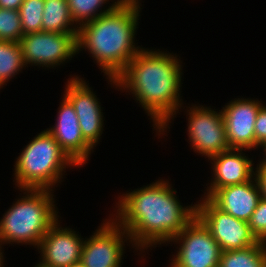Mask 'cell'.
Masks as SVG:
<instances>
[{
	"label": "cell",
	"mask_w": 266,
	"mask_h": 267,
	"mask_svg": "<svg viewBox=\"0 0 266 267\" xmlns=\"http://www.w3.org/2000/svg\"><path fill=\"white\" fill-rule=\"evenodd\" d=\"M255 150L266 143V103H264L256 116L254 125Z\"/></svg>",
	"instance_id": "cell-24"
},
{
	"label": "cell",
	"mask_w": 266,
	"mask_h": 267,
	"mask_svg": "<svg viewBox=\"0 0 266 267\" xmlns=\"http://www.w3.org/2000/svg\"><path fill=\"white\" fill-rule=\"evenodd\" d=\"M18 154L12 175L13 188L18 190L55 191L66 178L68 168L69 171L80 169L46 129L34 136Z\"/></svg>",
	"instance_id": "cell-5"
},
{
	"label": "cell",
	"mask_w": 266,
	"mask_h": 267,
	"mask_svg": "<svg viewBox=\"0 0 266 267\" xmlns=\"http://www.w3.org/2000/svg\"><path fill=\"white\" fill-rule=\"evenodd\" d=\"M175 245L168 267H217L221 249L209 230L195 216L168 244ZM177 245V246H176Z\"/></svg>",
	"instance_id": "cell-9"
},
{
	"label": "cell",
	"mask_w": 266,
	"mask_h": 267,
	"mask_svg": "<svg viewBox=\"0 0 266 267\" xmlns=\"http://www.w3.org/2000/svg\"><path fill=\"white\" fill-rule=\"evenodd\" d=\"M67 82L62 93L73 105L76 111L79 126L84 139L94 148L102 141L104 131V113L100 99L94 92L89 81L81 75H72L66 79Z\"/></svg>",
	"instance_id": "cell-11"
},
{
	"label": "cell",
	"mask_w": 266,
	"mask_h": 267,
	"mask_svg": "<svg viewBox=\"0 0 266 267\" xmlns=\"http://www.w3.org/2000/svg\"><path fill=\"white\" fill-rule=\"evenodd\" d=\"M255 178L260 189L261 197L266 199V167H262L257 163L255 166Z\"/></svg>",
	"instance_id": "cell-25"
},
{
	"label": "cell",
	"mask_w": 266,
	"mask_h": 267,
	"mask_svg": "<svg viewBox=\"0 0 266 267\" xmlns=\"http://www.w3.org/2000/svg\"><path fill=\"white\" fill-rule=\"evenodd\" d=\"M196 217L212 234L221 251L244 249L259 242L248 222L217 208L207 197L196 201Z\"/></svg>",
	"instance_id": "cell-10"
},
{
	"label": "cell",
	"mask_w": 266,
	"mask_h": 267,
	"mask_svg": "<svg viewBox=\"0 0 266 267\" xmlns=\"http://www.w3.org/2000/svg\"><path fill=\"white\" fill-rule=\"evenodd\" d=\"M111 1V3H110ZM67 0L74 23L81 25L111 11L122 0ZM107 4V5H106ZM106 5V6H105Z\"/></svg>",
	"instance_id": "cell-20"
},
{
	"label": "cell",
	"mask_w": 266,
	"mask_h": 267,
	"mask_svg": "<svg viewBox=\"0 0 266 267\" xmlns=\"http://www.w3.org/2000/svg\"><path fill=\"white\" fill-rule=\"evenodd\" d=\"M42 31L58 33H78L67 0H45L42 15Z\"/></svg>",
	"instance_id": "cell-17"
},
{
	"label": "cell",
	"mask_w": 266,
	"mask_h": 267,
	"mask_svg": "<svg viewBox=\"0 0 266 267\" xmlns=\"http://www.w3.org/2000/svg\"><path fill=\"white\" fill-rule=\"evenodd\" d=\"M159 178L143 187L120 192L112 214L109 213L144 257L149 255L147 249L167 245L196 216V203L183 205L171 182Z\"/></svg>",
	"instance_id": "cell-1"
},
{
	"label": "cell",
	"mask_w": 266,
	"mask_h": 267,
	"mask_svg": "<svg viewBox=\"0 0 266 267\" xmlns=\"http://www.w3.org/2000/svg\"><path fill=\"white\" fill-rule=\"evenodd\" d=\"M55 124L46 130L55 138L66 154L80 167L90 161L94 148L84 139L76 111L71 102L61 96Z\"/></svg>",
	"instance_id": "cell-15"
},
{
	"label": "cell",
	"mask_w": 266,
	"mask_h": 267,
	"mask_svg": "<svg viewBox=\"0 0 266 267\" xmlns=\"http://www.w3.org/2000/svg\"><path fill=\"white\" fill-rule=\"evenodd\" d=\"M26 68L19 42L0 41V90Z\"/></svg>",
	"instance_id": "cell-19"
},
{
	"label": "cell",
	"mask_w": 266,
	"mask_h": 267,
	"mask_svg": "<svg viewBox=\"0 0 266 267\" xmlns=\"http://www.w3.org/2000/svg\"><path fill=\"white\" fill-rule=\"evenodd\" d=\"M247 151L252 150L231 148L206 159L211 163L212 175L208 180L210 183H206L207 187H204L203 197H208L215 190L229 185L242 184L255 177L254 156L249 158L250 155L245 153Z\"/></svg>",
	"instance_id": "cell-14"
},
{
	"label": "cell",
	"mask_w": 266,
	"mask_h": 267,
	"mask_svg": "<svg viewBox=\"0 0 266 267\" xmlns=\"http://www.w3.org/2000/svg\"><path fill=\"white\" fill-rule=\"evenodd\" d=\"M69 267H86L84 263L80 260L78 262L72 263Z\"/></svg>",
	"instance_id": "cell-29"
},
{
	"label": "cell",
	"mask_w": 266,
	"mask_h": 267,
	"mask_svg": "<svg viewBox=\"0 0 266 267\" xmlns=\"http://www.w3.org/2000/svg\"><path fill=\"white\" fill-rule=\"evenodd\" d=\"M62 220H57L39 243L40 254L36 267H69L81 260L85 238L72 227H62Z\"/></svg>",
	"instance_id": "cell-12"
},
{
	"label": "cell",
	"mask_w": 266,
	"mask_h": 267,
	"mask_svg": "<svg viewBox=\"0 0 266 267\" xmlns=\"http://www.w3.org/2000/svg\"><path fill=\"white\" fill-rule=\"evenodd\" d=\"M77 36L78 33L46 31L23 35L19 45L25 66L42 67V70L65 66L78 54Z\"/></svg>",
	"instance_id": "cell-7"
},
{
	"label": "cell",
	"mask_w": 266,
	"mask_h": 267,
	"mask_svg": "<svg viewBox=\"0 0 266 267\" xmlns=\"http://www.w3.org/2000/svg\"><path fill=\"white\" fill-rule=\"evenodd\" d=\"M19 191V197L0 218V240L5 246L21 244L37 249L49 228L61 219L56 206V195L54 191L47 189Z\"/></svg>",
	"instance_id": "cell-4"
},
{
	"label": "cell",
	"mask_w": 266,
	"mask_h": 267,
	"mask_svg": "<svg viewBox=\"0 0 266 267\" xmlns=\"http://www.w3.org/2000/svg\"><path fill=\"white\" fill-rule=\"evenodd\" d=\"M23 0H0V8L19 10Z\"/></svg>",
	"instance_id": "cell-26"
},
{
	"label": "cell",
	"mask_w": 266,
	"mask_h": 267,
	"mask_svg": "<svg viewBox=\"0 0 266 267\" xmlns=\"http://www.w3.org/2000/svg\"><path fill=\"white\" fill-rule=\"evenodd\" d=\"M220 267H266V242L244 249L222 251Z\"/></svg>",
	"instance_id": "cell-18"
},
{
	"label": "cell",
	"mask_w": 266,
	"mask_h": 267,
	"mask_svg": "<svg viewBox=\"0 0 266 267\" xmlns=\"http://www.w3.org/2000/svg\"><path fill=\"white\" fill-rule=\"evenodd\" d=\"M45 0H23L19 14L23 35L42 31Z\"/></svg>",
	"instance_id": "cell-21"
},
{
	"label": "cell",
	"mask_w": 266,
	"mask_h": 267,
	"mask_svg": "<svg viewBox=\"0 0 266 267\" xmlns=\"http://www.w3.org/2000/svg\"><path fill=\"white\" fill-rule=\"evenodd\" d=\"M125 245L135 249L139 259L144 258L133 246L128 232L109 215L89 237H85L81 261L86 267H122Z\"/></svg>",
	"instance_id": "cell-8"
},
{
	"label": "cell",
	"mask_w": 266,
	"mask_h": 267,
	"mask_svg": "<svg viewBox=\"0 0 266 267\" xmlns=\"http://www.w3.org/2000/svg\"><path fill=\"white\" fill-rule=\"evenodd\" d=\"M4 245V243L0 240V267H5L6 265V260L4 258V249L2 248ZM5 262V263H4Z\"/></svg>",
	"instance_id": "cell-28"
},
{
	"label": "cell",
	"mask_w": 266,
	"mask_h": 267,
	"mask_svg": "<svg viewBox=\"0 0 266 267\" xmlns=\"http://www.w3.org/2000/svg\"><path fill=\"white\" fill-rule=\"evenodd\" d=\"M22 37L19 10L0 8V41L19 42Z\"/></svg>",
	"instance_id": "cell-22"
},
{
	"label": "cell",
	"mask_w": 266,
	"mask_h": 267,
	"mask_svg": "<svg viewBox=\"0 0 266 267\" xmlns=\"http://www.w3.org/2000/svg\"><path fill=\"white\" fill-rule=\"evenodd\" d=\"M191 104L188 103L189 106H184L183 104L154 136H158V139L168 136L170 126L174 124L173 121L177 114L180 115V112L184 111L186 107L184 114H186V122L188 121L186 125L187 142L197 155L209 159L214 155L231 149L226 137L222 110L213 109L205 104Z\"/></svg>",
	"instance_id": "cell-6"
},
{
	"label": "cell",
	"mask_w": 266,
	"mask_h": 267,
	"mask_svg": "<svg viewBox=\"0 0 266 267\" xmlns=\"http://www.w3.org/2000/svg\"><path fill=\"white\" fill-rule=\"evenodd\" d=\"M252 233L259 241L266 242V199H259L249 222Z\"/></svg>",
	"instance_id": "cell-23"
},
{
	"label": "cell",
	"mask_w": 266,
	"mask_h": 267,
	"mask_svg": "<svg viewBox=\"0 0 266 267\" xmlns=\"http://www.w3.org/2000/svg\"><path fill=\"white\" fill-rule=\"evenodd\" d=\"M207 198L223 212L249 222L261 198V193L254 177L245 183L215 190Z\"/></svg>",
	"instance_id": "cell-16"
},
{
	"label": "cell",
	"mask_w": 266,
	"mask_h": 267,
	"mask_svg": "<svg viewBox=\"0 0 266 267\" xmlns=\"http://www.w3.org/2000/svg\"><path fill=\"white\" fill-rule=\"evenodd\" d=\"M165 50L143 47L115 78L117 91L139 103L155 134L186 104L181 94L185 63Z\"/></svg>",
	"instance_id": "cell-2"
},
{
	"label": "cell",
	"mask_w": 266,
	"mask_h": 267,
	"mask_svg": "<svg viewBox=\"0 0 266 267\" xmlns=\"http://www.w3.org/2000/svg\"><path fill=\"white\" fill-rule=\"evenodd\" d=\"M259 149L262 151L260 153L263 154L262 159L258 160L257 163L261 165L262 167H266V143H264L262 146L259 147Z\"/></svg>",
	"instance_id": "cell-27"
},
{
	"label": "cell",
	"mask_w": 266,
	"mask_h": 267,
	"mask_svg": "<svg viewBox=\"0 0 266 267\" xmlns=\"http://www.w3.org/2000/svg\"><path fill=\"white\" fill-rule=\"evenodd\" d=\"M258 98H235L222 107L225 132L230 148L255 150L254 125L264 104Z\"/></svg>",
	"instance_id": "cell-13"
},
{
	"label": "cell",
	"mask_w": 266,
	"mask_h": 267,
	"mask_svg": "<svg viewBox=\"0 0 266 267\" xmlns=\"http://www.w3.org/2000/svg\"><path fill=\"white\" fill-rule=\"evenodd\" d=\"M142 2L122 0L111 11L81 25L78 30V54L87 51L115 90V78L143 48L136 39Z\"/></svg>",
	"instance_id": "cell-3"
}]
</instances>
